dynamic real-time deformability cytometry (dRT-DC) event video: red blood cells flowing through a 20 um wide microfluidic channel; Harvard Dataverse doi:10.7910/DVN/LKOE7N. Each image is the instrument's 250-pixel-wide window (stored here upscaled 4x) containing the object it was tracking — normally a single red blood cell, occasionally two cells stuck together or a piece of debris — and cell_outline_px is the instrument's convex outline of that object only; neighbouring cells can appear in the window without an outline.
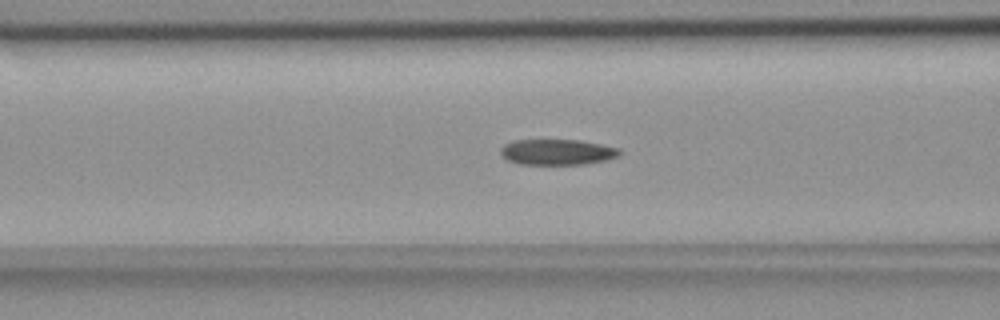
{"species": "common noctule bat (a hibernating species)", "species_latin": "Nyctalus noctula", "temperature_condition": "room temperature", "stored_images_in_passage": 39, "camera_frame_rate_fps": 3000, "um_per_image_px": 0.085, "animal": {"sex": "female", "body_mass_g": 18.4}, "frame": {"image": 1, "passage_image": 6, "time_ms": 1.667, "image_size_px": [1000, 320], "cell_outline_px": [[624, 152], [620, 156], [608, 160], [584, 164], [520, 164], [508, 160], [500, 152], [500, 148], [504, 144], [516, 140], [580, 140], [620, 148]], "centroid_in_image_um": [47.43, 12.92], "position_along_channel_um": 119.2, "area_um2": 17.92}}
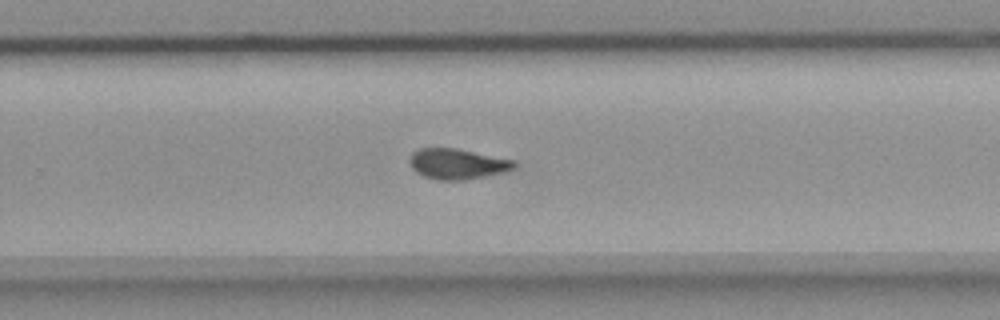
{"frame": {"image": 2, "passage_image": 20, "time_ms": 6.333, "image_size_px": [1000, 320], "cell_outline_px": [[516, 164], [512, 168], [504, 172], [464, 180], [436, 180], [424, 176], [416, 172], [412, 168], [408, 160], [412, 152], [420, 148], [456, 148], [512, 160]], "centroid_in_image_um": [38.8, 13.93], "position_along_channel_um": 291.0, "area_um2": 18.38}}
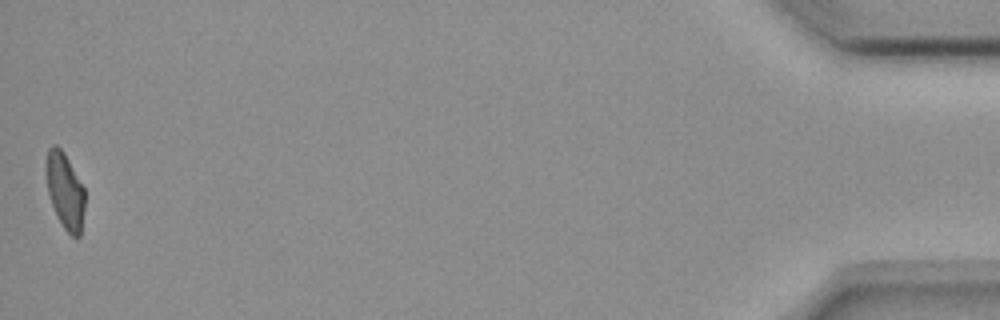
{"frame": {"image": 3, "passage_image": 39, "time_ms": 12.667, "image_size_px": [1000, 320], "cell_outline_px": [[84, 208], [80, 236], [72, 236], [64, 228], [56, 216], [48, 192], [44, 168], [44, 164], [48, 148], [52, 144], [56, 144], [64, 152], [84, 188]], "centroid_in_image_um": [5.49, 16.17], "position_along_channel_um": 429.7, "area_um2": 17.28}, "authors_computed_cell_mechanics": {"area_um2": 18.3804, "velocity_mm_per_s": 3.6905, "shape_relaxation_time_tau1_ms": null, "shape_relaxation_time_tau2_ms": 3.6857, "deformation_change_tau1": null, "deformation_change_tau2": 0.0878}}